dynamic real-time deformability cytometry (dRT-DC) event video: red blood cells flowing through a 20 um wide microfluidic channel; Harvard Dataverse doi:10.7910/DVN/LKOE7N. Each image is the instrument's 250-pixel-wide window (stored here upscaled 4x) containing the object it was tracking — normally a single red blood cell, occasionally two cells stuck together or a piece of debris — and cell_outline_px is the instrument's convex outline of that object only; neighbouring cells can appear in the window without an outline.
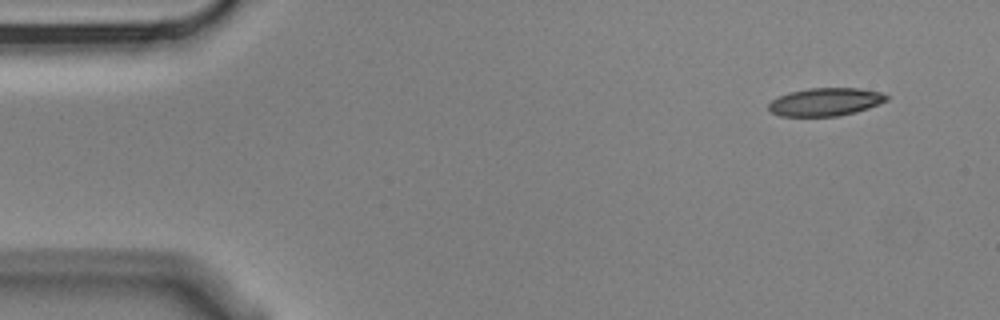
{"species": "Egyptian fruit bat (a non-hibernating species)", "species_latin": "Rousettus aegyptiacus", "temperature_condition": "cold", "stored_images_in_passage": 5, "segment_of_instrument_passage": [1, 2], "camera_frame_rate_fps": 3000, "um_per_image_px": 0.085, "animal": {"sex": "male"}, "frame": {"image": 1, "passage_image": 1, "time_ms": 0.0, "image_size_px": [1000, 320], "cell_outline_px": [[888, 100], [880, 104], [856, 112], [836, 116], [780, 116], [772, 112], [768, 108], [768, 104], [772, 100], [788, 92], [808, 88], [860, 88], [880, 92], [888, 96]], "centroid_in_image_um": [70.17, 8.66], "position_along_channel_um": 14.8, "area_um2": 19.25}}